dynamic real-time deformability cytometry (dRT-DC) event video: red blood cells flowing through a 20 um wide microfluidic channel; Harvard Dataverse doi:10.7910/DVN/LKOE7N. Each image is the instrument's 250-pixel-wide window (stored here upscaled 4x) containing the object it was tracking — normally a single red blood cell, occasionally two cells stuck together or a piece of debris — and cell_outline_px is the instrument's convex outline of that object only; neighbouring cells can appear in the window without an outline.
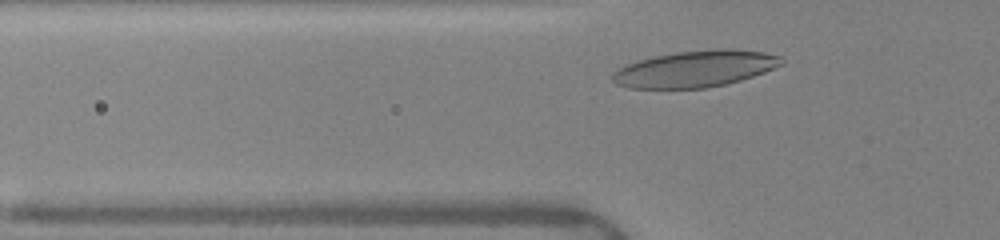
{"species": "human", "species_latin": "Homo sapiens", "temperature_condition": "warm", "stored_images_in_passage": 31, "camera_frame_rate_fps": 3000, "um_per_image_px": 0.085, "donor": {"sex": "female"}, "frame": {"image": 1, "passage_image": 5, "time_ms": 1.333, "image_size_px": [1000, 240], "cell_outline_px": [[784, 64], [764, 72], [740, 80], [724, 84], [704, 88], [628, 88], [616, 84], [612, 80], [612, 72], [628, 64], [652, 56], [676, 52], [716, 48], [732, 48], [764, 52], [780, 56], [784, 60]], "centroid_in_image_um": [59.11, 5.84], "position_along_channel_um": 66.7, "area_um2": 35.95}}
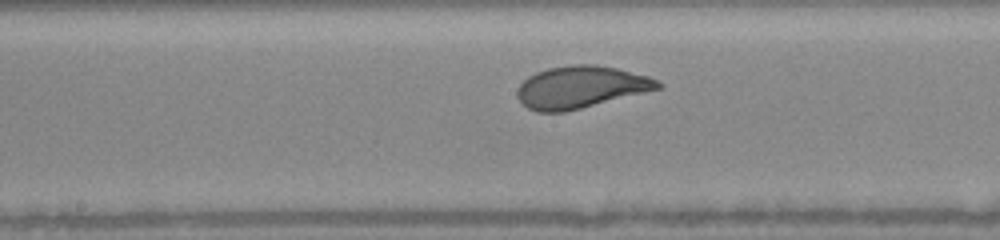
{"frame": {"image": 2, "passage_image": 15, "time_ms": 4.667, "image_size_px": [1000, 240], "cell_outline_px": [[664, 84], [660, 88], [564, 112], [536, 112], [528, 108], [520, 100], [516, 92], [520, 84], [528, 76], [536, 72], [548, 68], [572, 64], [596, 64], [616, 68], [648, 76], [660, 80]], "centroid_in_image_um": [49.35, 7.39], "position_along_channel_um": 198.8, "area_um2": 34.28}}
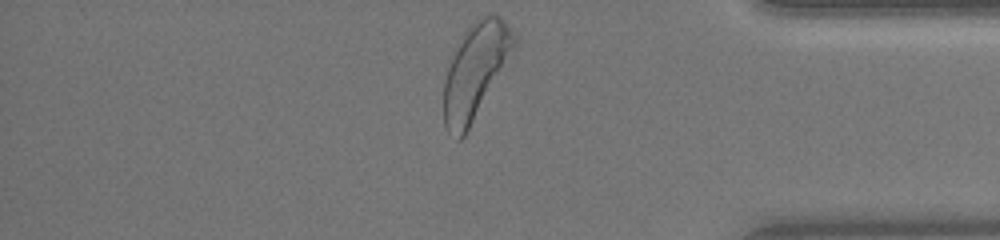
{"frame": {"image": 3, "passage_image": 31, "time_ms": 10.0, "image_size_px": [1000, 240], "cell_outline_px": [[520, 40], [464, 136], [460, 140], [456, 140], [448, 132], [444, 124], [444, 80], [456, 44], [464, 32], [480, 16], [488, 12], [500, 16], [504, 20]], "centroid_in_image_um": [40.42, 5.98], "position_along_channel_um": 394.8, "area_um2": 38.84}, "authors_computed_cell_mechanics": {"area_um2": 34.4488, "velocity_mm_per_s": 4.0138, "shape_relaxation_time_tau1_ms": 2.1878, "shape_relaxation_time_tau2_ms": null, "deformation_change_tau1": 0.1366, "deformation_change_tau2": null}}